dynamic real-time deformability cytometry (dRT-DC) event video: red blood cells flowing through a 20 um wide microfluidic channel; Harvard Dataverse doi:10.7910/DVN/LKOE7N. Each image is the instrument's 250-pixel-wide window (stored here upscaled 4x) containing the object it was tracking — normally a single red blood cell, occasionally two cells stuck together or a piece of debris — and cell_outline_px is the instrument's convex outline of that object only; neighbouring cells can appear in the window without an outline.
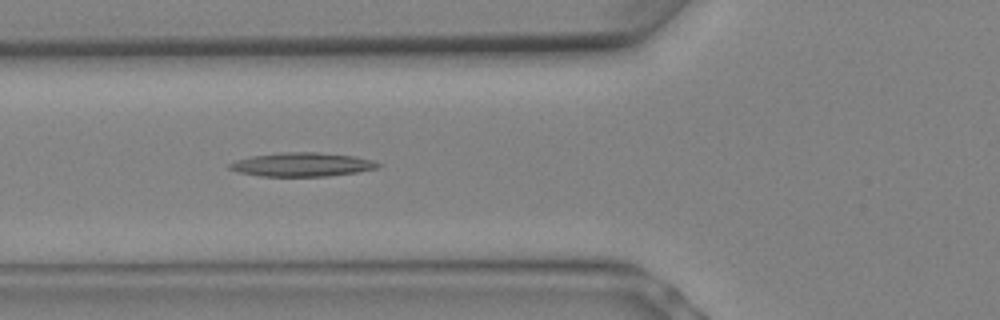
{"species": "Egyptian fruit bat (a non-hibernating species)", "species_latin": "Rousettus aegyptiacus", "temperature_condition": "warm", "stored_images_in_passage": 8, "camera_frame_rate_fps": 3000, "um_per_image_px": 0.085, "animal": {"sex": "female"}, "frame": {"image": 1, "passage_image": 8, "time_ms": 2.333, "image_size_px": [1000, 320], "cell_outline_px": [[380, 168], [356, 172], [328, 176], [260, 176], [236, 172], [228, 168], [228, 164], [236, 160], [252, 156], [280, 152], [316, 152], [352, 156], [372, 160], [380, 164]], "centroid_in_image_um": [25.63, 13.99], "position_along_channel_um": 100.2, "area_um2": 20.58}}